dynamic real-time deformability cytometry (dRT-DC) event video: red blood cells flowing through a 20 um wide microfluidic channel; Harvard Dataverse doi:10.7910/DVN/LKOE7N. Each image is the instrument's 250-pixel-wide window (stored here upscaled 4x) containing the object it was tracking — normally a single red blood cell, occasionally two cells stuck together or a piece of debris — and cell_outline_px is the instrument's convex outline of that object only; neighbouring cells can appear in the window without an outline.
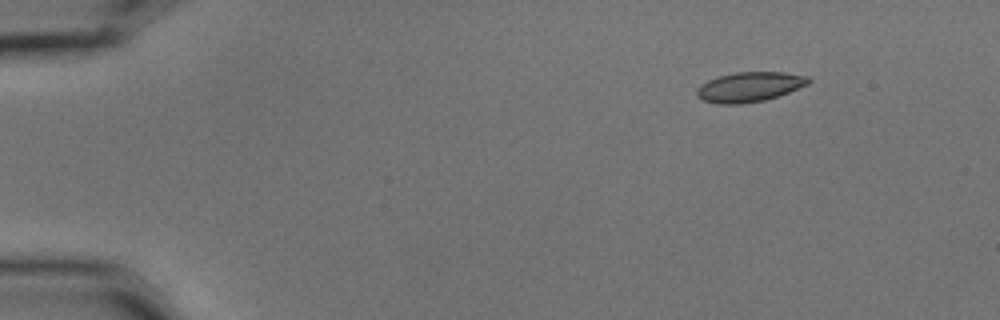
{"species": "common noctule bat (a hibernating species)", "species_latin": "Nyctalus noctula", "temperature_condition": "cold", "stored_images_in_passage": 4, "segment_of_instrument_passage": [1, 2], "camera_frame_rate_fps": 3000, "um_per_image_px": 0.085, "animal": {"sex": "male", "body_mass_g": 15.6}, "frame": {"image": 1, "passage_image": 1, "time_ms": 0.0, "image_size_px": [1000, 320], "cell_outline_px": [[812, 80], [808, 84], [788, 92], [764, 100], [740, 104], [716, 104], [704, 100], [696, 96], [696, 88], [700, 84], [708, 80], [720, 76], [736, 72], [784, 72], [808, 76]], "centroid_in_image_um": [63.68, 7.38], "position_along_channel_um": 21.3, "area_um2": 19.36}}